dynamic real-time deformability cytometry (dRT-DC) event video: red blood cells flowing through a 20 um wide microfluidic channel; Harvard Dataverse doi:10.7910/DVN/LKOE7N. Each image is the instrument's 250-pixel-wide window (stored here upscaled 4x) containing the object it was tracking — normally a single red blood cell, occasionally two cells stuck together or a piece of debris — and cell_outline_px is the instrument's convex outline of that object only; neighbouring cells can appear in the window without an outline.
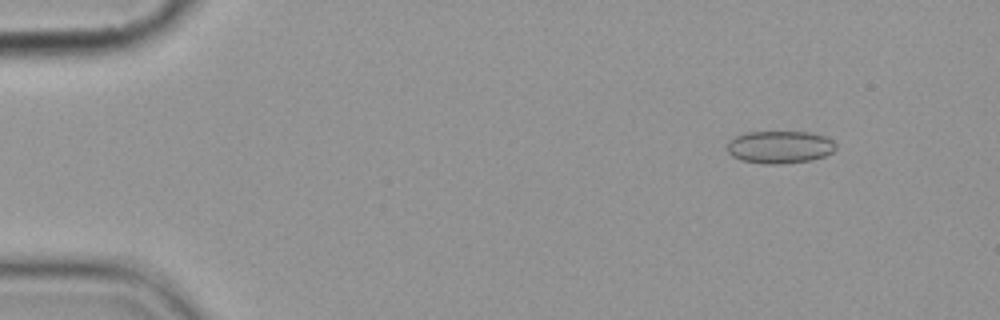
{"species": "common noctule bat (a hibernating species)", "species_latin": "Nyctalus noctula", "temperature_condition": "cold", "stored_images_in_passage": 4, "camera_frame_rate_fps": 3000, "um_per_image_px": 0.085, "animal": {"sex": "female", "body_mass_g": 19.9}, "frame": {"image": 1, "passage_image": 1, "time_ms": 0.0, "image_size_px": [1000, 320], "cell_outline_px": [[836, 148], [832, 152], [824, 156], [812, 160], [784, 164], [764, 164], [740, 160], [732, 156], [728, 152], [728, 140], [736, 136], [748, 132], [808, 132], [824, 136], [832, 140], [836, 144]], "centroid_in_image_um": [66.28, 12.51], "position_along_channel_um": 18.7, "area_um2": 20.69}}
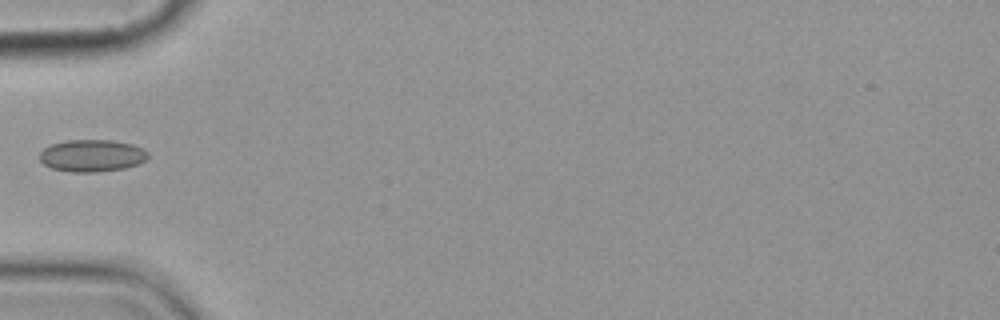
{"frame": {"image": 2, "passage_image": 4, "time_ms": 4.333, "image_size_px": [1000, 320], "cell_outline_px": [[148, 156], [144, 160], [136, 164], [124, 168], [96, 172], [68, 172], [52, 168], [44, 164], [40, 160], [40, 152], [44, 148], [52, 144], [64, 140], [112, 140], [132, 144], [148, 152]], "centroid_in_image_um": [7.78, 13.22], "position_along_channel_um": 77.2, "area_um2": 20.17}}